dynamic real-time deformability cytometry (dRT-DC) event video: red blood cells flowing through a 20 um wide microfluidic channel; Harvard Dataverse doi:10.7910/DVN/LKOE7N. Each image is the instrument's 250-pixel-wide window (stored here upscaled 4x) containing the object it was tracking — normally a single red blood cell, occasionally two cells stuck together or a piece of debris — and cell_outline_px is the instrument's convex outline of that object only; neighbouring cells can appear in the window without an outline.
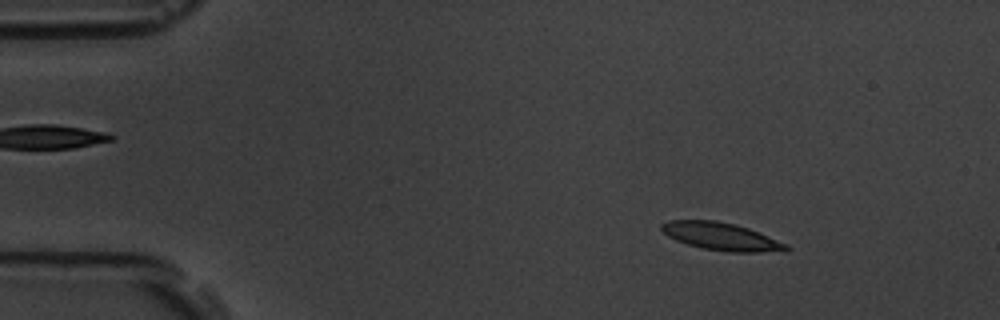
{"species": "common noctule bat (a hibernating species)", "species_latin": "Nyctalus noctula", "temperature_condition": "room temperature", "stored_images_in_passage": 4, "camera_frame_rate_fps": 3000, "um_per_image_px": 0.085, "animal": {"sex": "male", "body_mass_g": 19.5, "forearm_length_mm": 54.6}, "frame": {"image": 1, "passage_image": 2, "time_ms": 1.333, "image_size_px": [1000, 320], "cell_outline_px": [[792, 248], [788, 252], [732, 252], [704, 248], [688, 244], [676, 240], [668, 236], [660, 228], [660, 224], [668, 220], [716, 220], [736, 224], [760, 232], [788, 244]], "centroid_in_image_um": [61.38, 20.1], "position_along_channel_um": 23.6, "area_um2": 20.35}}